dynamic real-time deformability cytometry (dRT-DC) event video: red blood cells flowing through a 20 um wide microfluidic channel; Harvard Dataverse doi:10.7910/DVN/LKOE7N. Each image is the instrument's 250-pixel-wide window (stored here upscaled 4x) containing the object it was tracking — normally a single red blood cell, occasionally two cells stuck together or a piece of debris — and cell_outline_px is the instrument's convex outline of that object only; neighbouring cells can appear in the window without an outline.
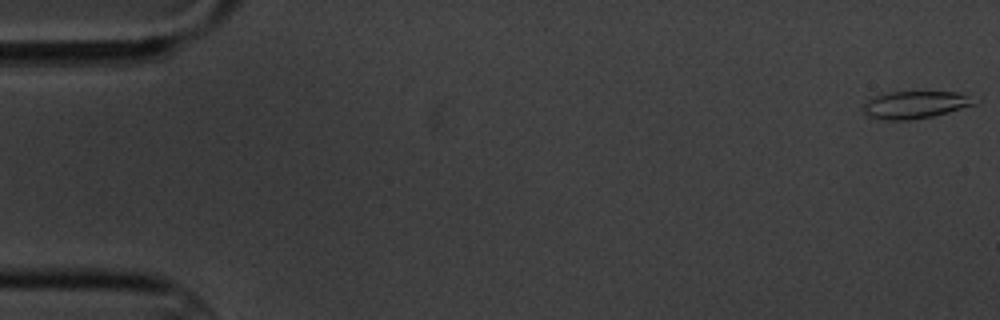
{"species": "common noctule bat (a hibernating species)", "species_latin": "Nyctalus noctula", "temperature_condition": "cold", "stored_images_in_passage": 6, "camera_frame_rate_fps": 3000, "um_per_image_px": 0.085, "animal": {"sex": "male", "body_mass_g": 20.1, "forearm_length_mm": 53.5}, "frame": {"image": 1, "passage_image": 1, "time_ms": 0.0, "image_size_px": [1000, 320], "cell_outline_px": [[980, 100], [976, 104], [948, 112], [932, 116], [912, 120], [888, 120], [868, 116], [860, 108], [868, 100], [876, 96], [892, 92], [956, 92], [980, 96]], "centroid_in_image_um": [77.89, 8.9], "position_along_channel_um": 7.1, "area_um2": 17.98}}
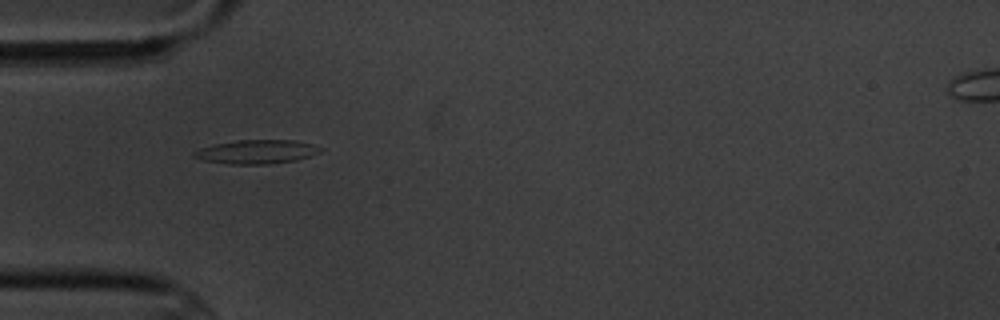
{"frame": {"image": 2, "passage_image": 5, "time_ms": 5.667, "image_size_px": [1000, 320], "cell_outline_px": [[324, 148], [320, 152], [296, 160], [268, 164], [228, 164], [204, 160], [192, 156], [192, 152], [200, 148], [216, 144], [236, 140], [296, 140], [312, 144]], "centroid_in_image_um": [21.82, 12.9], "position_along_channel_um": 63.2, "area_um2": 17.51}}
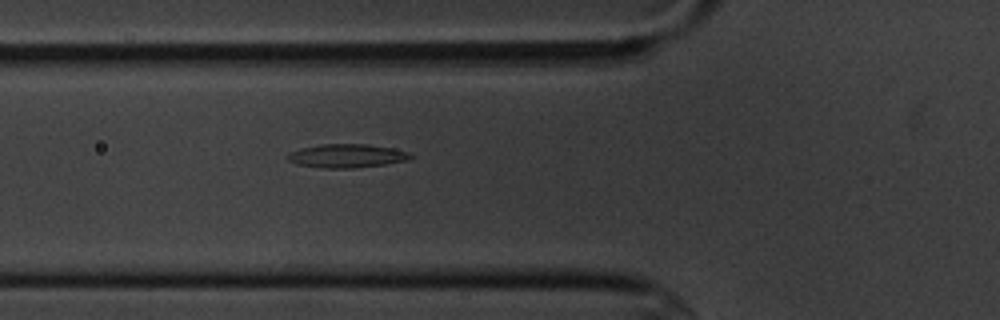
{"frame": {"image": 3, "passage_image": 6, "time_ms": 6.667, "image_size_px": [1000, 320], "cell_outline_px": [[412, 156], [408, 160], [384, 164], [352, 168], [320, 168], [296, 164], [288, 160], [288, 152], [300, 148], [320, 144], [368, 144], [392, 148], [412, 152]], "centroid_in_image_um": [29.46, 13.24], "position_along_channel_um": 96.3, "area_um2": 16.99}}